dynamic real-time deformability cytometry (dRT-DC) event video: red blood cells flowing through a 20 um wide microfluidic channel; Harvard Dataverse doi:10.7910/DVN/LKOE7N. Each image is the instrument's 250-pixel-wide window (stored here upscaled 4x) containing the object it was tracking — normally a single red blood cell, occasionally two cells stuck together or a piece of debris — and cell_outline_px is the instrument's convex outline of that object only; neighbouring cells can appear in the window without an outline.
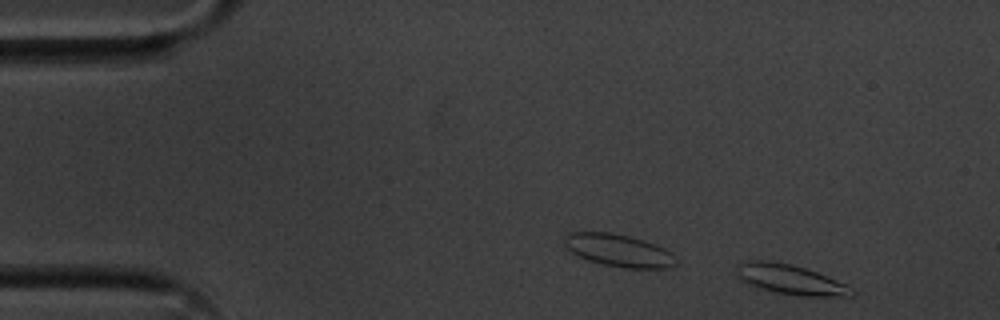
{"species": "common noctule bat (a hibernating species)", "species_latin": "Nyctalus noctula", "temperature_condition": "cold", "stored_images_in_passage": 42, "camera_frame_rate_fps": 3000, "um_per_image_px": 0.085, "animal": {"sex": "male", "body_mass_g": 20.1, "forearm_length_mm": 53.5}, "frame": {"image": 1, "passage_image": 2, "time_ms": 0.333, "image_size_px": [1000, 320], "cell_outline_px": [[856, 292], [852, 296], [804, 296], [776, 292], [756, 288], [740, 280], [736, 276], [736, 264], [744, 260], [768, 260], [792, 264], [828, 276], [852, 288]], "centroid_in_image_um": [67.11, 23.74], "position_along_channel_um": 17.9, "area_um2": 20.23}}
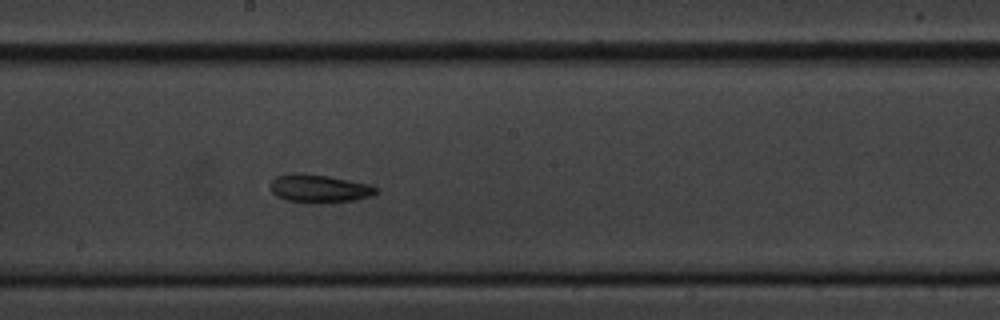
{"frame": {"image": 2, "passage_image": 27, "time_ms": 8.667, "image_size_px": [1000, 320], "cell_outline_px": [[380, 192], [372, 196], [356, 200], [320, 204], [308, 204], [288, 200], [276, 196], [272, 192], [268, 184], [276, 176], [292, 172], [296, 172], [328, 176], [368, 184], [380, 188]], "centroid_in_image_um": [27.13, 16.04], "position_along_channel_um": 221.1, "area_um2": 17.86}}
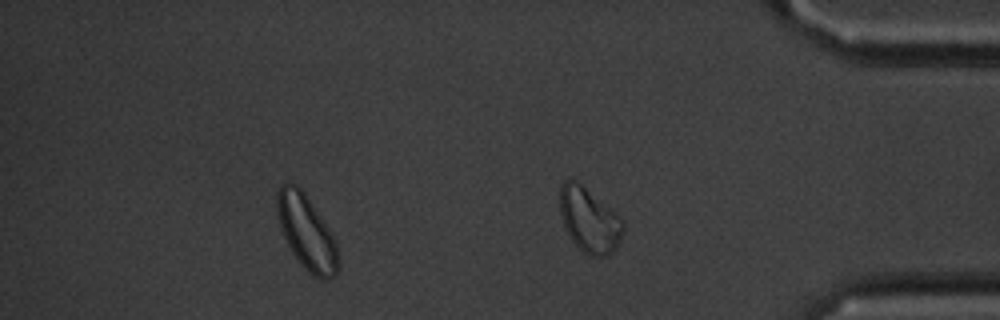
{"frame": {"image": 3, "passage_image": 42, "time_ms": 13.667, "image_size_px": [1000, 320], "cell_outline_px": [[624, 228], [616, 248], [608, 256], [588, 256], [572, 240], [564, 228], [560, 212], [560, 184], [564, 180], [576, 180], [616, 212], [624, 220]], "centroid_in_image_um": [50.09, 18.7], "position_along_channel_um": 385.1, "area_um2": 23.87}, "authors_computed_cell_mechanics": {"area_um2": 17.34, "velocity_mm_per_s": 3.5753, "shape_relaxation_time_tau1_ms": 2.6254, "shape_relaxation_time_tau2_ms": 7.1761, "deformation_change_tau1": 0.1229, "deformation_change_tau2": 0.1754}}